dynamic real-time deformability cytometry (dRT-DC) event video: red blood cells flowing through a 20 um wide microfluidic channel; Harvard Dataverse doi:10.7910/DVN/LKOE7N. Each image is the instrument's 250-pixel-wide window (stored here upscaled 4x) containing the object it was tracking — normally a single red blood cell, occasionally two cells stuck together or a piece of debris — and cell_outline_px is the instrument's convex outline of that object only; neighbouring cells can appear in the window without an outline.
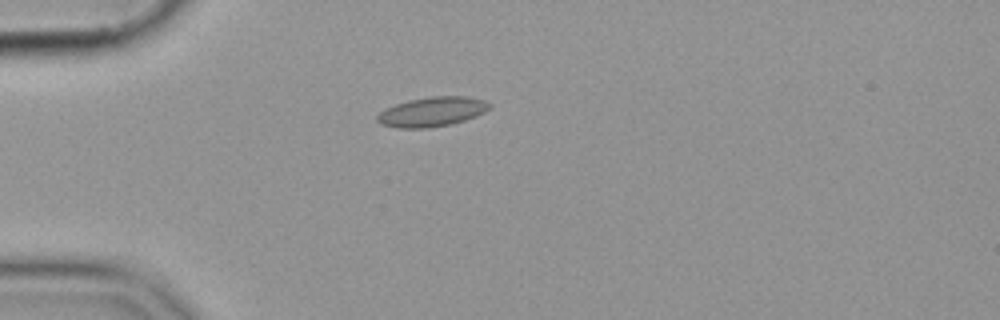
{"species": "common noctule bat (a hibernating species)", "species_latin": "Nyctalus noctula", "temperature_condition": "cold", "stored_images_in_passage": 6, "camera_frame_rate_fps": 3000, "um_per_image_px": 0.085, "animal": {"sex": "female", "body_mass_g": 19.9}, "frame": {"image": 1, "passage_image": 1, "time_ms": 0.0, "image_size_px": [1000, 320], "cell_outline_px": [[492, 108], [476, 116], [464, 120], [448, 124], [428, 128], [400, 128], [380, 124], [376, 120], [376, 116], [384, 108], [408, 100], [432, 96], [468, 96], [484, 100], [492, 104]], "centroid_in_image_um": [36.73, 9.49], "position_along_channel_um": 48.3, "area_um2": 19.42}}